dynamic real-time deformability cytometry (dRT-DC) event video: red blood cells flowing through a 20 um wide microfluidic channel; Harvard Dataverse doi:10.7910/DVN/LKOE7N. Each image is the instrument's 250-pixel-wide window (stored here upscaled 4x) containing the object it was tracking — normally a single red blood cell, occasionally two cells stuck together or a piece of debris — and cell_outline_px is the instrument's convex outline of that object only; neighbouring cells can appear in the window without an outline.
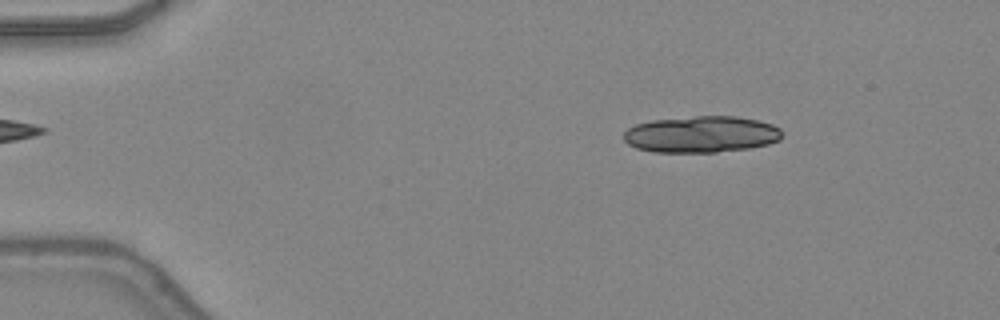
{"species": "common noctule bat (a hibernating species)", "species_latin": "Nyctalus noctula", "temperature_condition": "warm", "stored_images_in_passage": 12, "camera_frame_rate_fps": 3000, "um_per_image_px": 0.085, "animal": {"sex": "female", "body_mass_g": 24.6, "forearm_length_mm": 56.2}, "frame": {"image": 1, "passage_image": 7, "time_ms": 2.0, "image_size_px": [1000, 320], "cell_outline_px": [[784, 132], [780, 140], [768, 144], [748, 148], [716, 152], [652, 152], [636, 148], [628, 144], [624, 140], [624, 132], [628, 128], [636, 124], [652, 120], [696, 116], [736, 116], [756, 120], [772, 124], [780, 128]], "centroid_in_image_um": [59.62, 11.42], "position_along_channel_um": 25.4, "area_um2": 33.81}}